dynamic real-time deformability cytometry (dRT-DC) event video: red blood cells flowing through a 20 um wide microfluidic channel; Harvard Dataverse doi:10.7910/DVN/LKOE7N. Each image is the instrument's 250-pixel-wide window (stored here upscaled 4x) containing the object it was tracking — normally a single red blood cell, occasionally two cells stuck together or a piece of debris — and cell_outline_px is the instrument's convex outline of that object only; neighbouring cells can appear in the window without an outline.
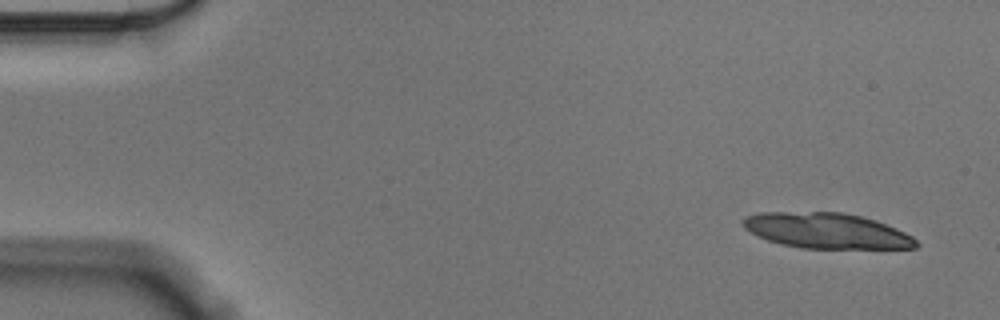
{"species": "Egyptian fruit bat (a non-hibernating species)", "species_latin": "Rousettus aegyptiacus", "temperature_condition": "cold", "stored_images_in_passage": 16, "camera_frame_rate_fps": 3000, "um_per_image_px": 0.085, "animal": {"sex": "male"}, "frame": {"image": 1, "passage_image": 3, "time_ms": 0.667, "image_size_px": [1000, 320], "cell_outline_px": [[920, 244], [916, 248], [800, 248], [780, 244], [756, 236], [744, 228], [740, 220], [744, 216], [760, 212], [840, 212], [860, 216], [896, 228], [912, 236]], "centroid_in_image_um": [70.19, 19.61], "position_along_channel_um": 14.8, "area_um2": 35.78}}